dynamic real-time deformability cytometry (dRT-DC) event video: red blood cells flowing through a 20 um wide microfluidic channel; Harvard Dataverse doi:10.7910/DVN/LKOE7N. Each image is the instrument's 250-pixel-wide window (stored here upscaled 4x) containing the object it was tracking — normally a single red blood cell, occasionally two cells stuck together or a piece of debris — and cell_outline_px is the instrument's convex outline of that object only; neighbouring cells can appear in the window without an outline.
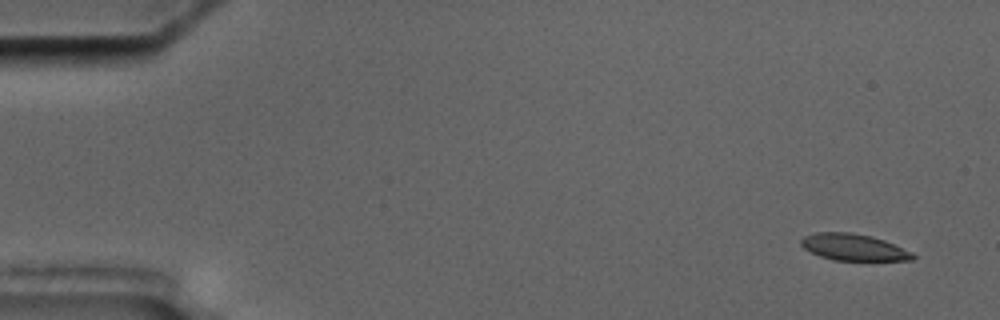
{"species": "common noctule bat (a hibernating species)", "species_latin": "Nyctalus noctula", "temperature_condition": "cold", "stored_images_in_passage": 5, "camera_frame_rate_fps": 3000, "um_per_image_px": 0.085, "animal": {"sex": "male", "body_mass_g": 17.5, "forearm_length_mm": 52.3}, "frame": {"image": 1, "passage_image": 1, "time_ms": 0.0, "image_size_px": [1000, 320], "cell_outline_px": [[916, 256], [912, 260], [832, 260], [820, 256], [804, 248], [800, 244], [800, 240], [804, 236], [816, 232], [852, 232], [872, 236], [884, 240], [912, 252]], "centroid_in_image_um": [72.54, 21.0], "position_along_channel_um": 12.5, "area_um2": 17.28}}